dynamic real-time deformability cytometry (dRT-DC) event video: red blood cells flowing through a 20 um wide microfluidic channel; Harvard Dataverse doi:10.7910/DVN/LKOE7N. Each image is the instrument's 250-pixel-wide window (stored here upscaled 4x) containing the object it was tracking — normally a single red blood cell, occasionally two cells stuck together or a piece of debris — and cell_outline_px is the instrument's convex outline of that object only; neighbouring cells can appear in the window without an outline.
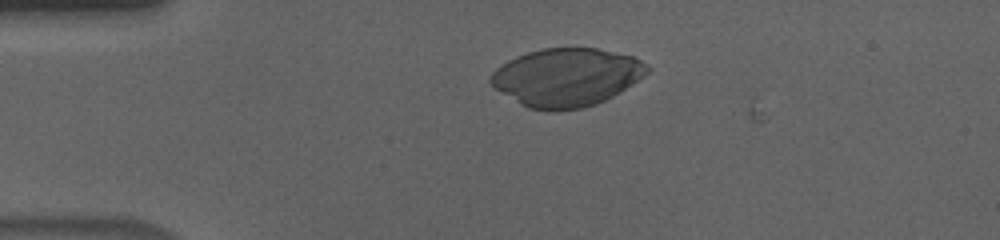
{"species": "human", "species_latin": "Homo sapiens", "temperature_condition": "cold", "stored_images_in_passage": 6, "camera_frame_rate_fps": 3000, "um_per_image_px": 0.085, "donor": {"sex": "male"}, "frame": {"image": 1, "passage_image": 5, "time_ms": 1.333, "image_size_px": [1000, 240], "cell_outline_px": [[652, 68], [648, 72], [612, 96], [596, 104], [580, 108], [548, 112], [528, 108], [520, 104], [496, 88], [488, 80], [488, 76], [496, 68], [508, 60], [516, 56], [528, 52], [544, 48], [596, 48], [632, 56], [640, 60]], "centroid_in_image_um": [48.11, 6.57], "position_along_channel_um": 36.9, "area_um2": 52.66}}